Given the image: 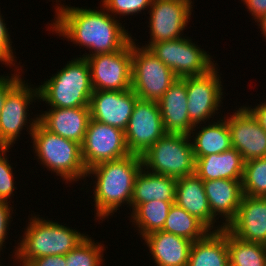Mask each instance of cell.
<instances>
[{"mask_svg":"<svg viewBox=\"0 0 266 266\" xmlns=\"http://www.w3.org/2000/svg\"><path fill=\"white\" fill-rule=\"evenodd\" d=\"M85 58L90 66L94 90L124 91L132 82V40L117 52Z\"/></svg>","mask_w":266,"mask_h":266,"instance_id":"cell-12","label":"cell"},{"mask_svg":"<svg viewBox=\"0 0 266 266\" xmlns=\"http://www.w3.org/2000/svg\"><path fill=\"white\" fill-rule=\"evenodd\" d=\"M9 149L0 147V200L7 202L12 199L11 195L15 196L13 193L16 190L12 164H9V157L6 156Z\"/></svg>","mask_w":266,"mask_h":266,"instance_id":"cell-33","label":"cell"},{"mask_svg":"<svg viewBox=\"0 0 266 266\" xmlns=\"http://www.w3.org/2000/svg\"><path fill=\"white\" fill-rule=\"evenodd\" d=\"M26 266H66L65 255L34 258Z\"/></svg>","mask_w":266,"mask_h":266,"instance_id":"cell-37","label":"cell"},{"mask_svg":"<svg viewBox=\"0 0 266 266\" xmlns=\"http://www.w3.org/2000/svg\"><path fill=\"white\" fill-rule=\"evenodd\" d=\"M195 160V173L202 181L243 178L245 161L241 153L234 148L219 154L195 157Z\"/></svg>","mask_w":266,"mask_h":266,"instance_id":"cell-23","label":"cell"},{"mask_svg":"<svg viewBox=\"0 0 266 266\" xmlns=\"http://www.w3.org/2000/svg\"><path fill=\"white\" fill-rule=\"evenodd\" d=\"M246 5L255 22L266 14V0H241Z\"/></svg>","mask_w":266,"mask_h":266,"instance_id":"cell-38","label":"cell"},{"mask_svg":"<svg viewBox=\"0 0 266 266\" xmlns=\"http://www.w3.org/2000/svg\"><path fill=\"white\" fill-rule=\"evenodd\" d=\"M143 167L173 178L195 174L196 160L188 134L166 133L142 156Z\"/></svg>","mask_w":266,"mask_h":266,"instance_id":"cell-6","label":"cell"},{"mask_svg":"<svg viewBox=\"0 0 266 266\" xmlns=\"http://www.w3.org/2000/svg\"><path fill=\"white\" fill-rule=\"evenodd\" d=\"M143 167L142 157L134 154L100 163L87 170L86 177H92L95 220L109 218L123 204L131 208L136 176Z\"/></svg>","mask_w":266,"mask_h":266,"instance_id":"cell-2","label":"cell"},{"mask_svg":"<svg viewBox=\"0 0 266 266\" xmlns=\"http://www.w3.org/2000/svg\"><path fill=\"white\" fill-rule=\"evenodd\" d=\"M256 23L261 30V34L265 37L266 40V14L258 19Z\"/></svg>","mask_w":266,"mask_h":266,"instance_id":"cell-40","label":"cell"},{"mask_svg":"<svg viewBox=\"0 0 266 266\" xmlns=\"http://www.w3.org/2000/svg\"><path fill=\"white\" fill-rule=\"evenodd\" d=\"M22 72H24L23 69L18 68L14 70L13 74H9V76L0 75V113L5 104L7 94L22 80Z\"/></svg>","mask_w":266,"mask_h":266,"instance_id":"cell-36","label":"cell"},{"mask_svg":"<svg viewBox=\"0 0 266 266\" xmlns=\"http://www.w3.org/2000/svg\"><path fill=\"white\" fill-rule=\"evenodd\" d=\"M124 132L130 154L142 156L167 133L158 102L138 99Z\"/></svg>","mask_w":266,"mask_h":266,"instance_id":"cell-14","label":"cell"},{"mask_svg":"<svg viewBox=\"0 0 266 266\" xmlns=\"http://www.w3.org/2000/svg\"><path fill=\"white\" fill-rule=\"evenodd\" d=\"M174 203L182 207L189 214L197 217L211 231H219L226 228L222 224L216 225L217 227L215 226L218 218L211 213L203 181L196 173L177 178Z\"/></svg>","mask_w":266,"mask_h":266,"instance_id":"cell-19","label":"cell"},{"mask_svg":"<svg viewBox=\"0 0 266 266\" xmlns=\"http://www.w3.org/2000/svg\"><path fill=\"white\" fill-rule=\"evenodd\" d=\"M242 191L243 195L266 197V157L245 162Z\"/></svg>","mask_w":266,"mask_h":266,"instance_id":"cell-31","label":"cell"},{"mask_svg":"<svg viewBox=\"0 0 266 266\" xmlns=\"http://www.w3.org/2000/svg\"><path fill=\"white\" fill-rule=\"evenodd\" d=\"M193 3L188 0H152L148 9L150 40L142 47L151 44L183 38L192 14Z\"/></svg>","mask_w":266,"mask_h":266,"instance_id":"cell-13","label":"cell"},{"mask_svg":"<svg viewBox=\"0 0 266 266\" xmlns=\"http://www.w3.org/2000/svg\"><path fill=\"white\" fill-rule=\"evenodd\" d=\"M54 20L48 23L50 31L68 42L87 48L80 57L112 53L122 50L132 39L120 20L103 7L100 10L57 3Z\"/></svg>","mask_w":266,"mask_h":266,"instance_id":"cell-1","label":"cell"},{"mask_svg":"<svg viewBox=\"0 0 266 266\" xmlns=\"http://www.w3.org/2000/svg\"><path fill=\"white\" fill-rule=\"evenodd\" d=\"M266 100V99H265ZM252 106L247 105V109L252 113V115L256 118L259 125L266 131V101H262L255 108H251Z\"/></svg>","mask_w":266,"mask_h":266,"instance_id":"cell-39","label":"cell"},{"mask_svg":"<svg viewBox=\"0 0 266 266\" xmlns=\"http://www.w3.org/2000/svg\"><path fill=\"white\" fill-rule=\"evenodd\" d=\"M6 25L7 24L5 23V20L0 13V62L9 67H12L13 65L16 69H18L19 67L21 68L23 66L15 65L17 62V57L14 56V53L16 52H13L14 50L12 49V40L9 35L10 31L8 30L9 28H7Z\"/></svg>","mask_w":266,"mask_h":266,"instance_id":"cell-34","label":"cell"},{"mask_svg":"<svg viewBox=\"0 0 266 266\" xmlns=\"http://www.w3.org/2000/svg\"><path fill=\"white\" fill-rule=\"evenodd\" d=\"M230 116L224 115L230 131L232 148L238 150L243 160L266 157V131L245 106Z\"/></svg>","mask_w":266,"mask_h":266,"instance_id":"cell-15","label":"cell"},{"mask_svg":"<svg viewBox=\"0 0 266 266\" xmlns=\"http://www.w3.org/2000/svg\"><path fill=\"white\" fill-rule=\"evenodd\" d=\"M138 99L131 88L124 91L94 90L89 103L91 119L125 131Z\"/></svg>","mask_w":266,"mask_h":266,"instance_id":"cell-16","label":"cell"},{"mask_svg":"<svg viewBox=\"0 0 266 266\" xmlns=\"http://www.w3.org/2000/svg\"><path fill=\"white\" fill-rule=\"evenodd\" d=\"M177 179L141 168L134 183L131 209L152 200L175 202Z\"/></svg>","mask_w":266,"mask_h":266,"instance_id":"cell-25","label":"cell"},{"mask_svg":"<svg viewBox=\"0 0 266 266\" xmlns=\"http://www.w3.org/2000/svg\"><path fill=\"white\" fill-rule=\"evenodd\" d=\"M33 151L40 165L47 168L66 183L86 179L81 144L63 138L45 129L39 122L31 135Z\"/></svg>","mask_w":266,"mask_h":266,"instance_id":"cell-5","label":"cell"},{"mask_svg":"<svg viewBox=\"0 0 266 266\" xmlns=\"http://www.w3.org/2000/svg\"><path fill=\"white\" fill-rule=\"evenodd\" d=\"M38 86L39 102H45L48 108L89 107L94 91L89 63L82 57L72 58Z\"/></svg>","mask_w":266,"mask_h":266,"instance_id":"cell-4","label":"cell"},{"mask_svg":"<svg viewBox=\"0 0 266 266\" xmlns=\"http://www.w3.org/2000/svg\"><path fill=\"white\" fill-rule=\"evenodd\" d=\"M229 266H266V246L245 242L227 230Z\"/></svg>","mask_w":266,"mask_h":266,"instance_id":"cell-29","label":"cell"},{"mask_svg":"<svg viewBox=\"0 0 266 266\" xmlns=\"http://www.w3.org/2000/svg\"><path fill=\"white\" fill-rule=\"evenodd\" d=\"M157 266H188L192 241L164 231L143 238Z\"/></svg>","mask_w":266,"mask_h":266,"instance_id":"cell-22","label":"cell"},{"mask_svg":"<svg viewBox=\"0 0 266 266\" xmlns=\"http://www.w3.org/2000/svg\"><path fill=\"white\" fill-rule=\"evenodd\" d=\"M148 49L178 78L203 75L218 65L217 63L214 64L212 55H209L204 49L192 42L190 37L186 36L153 43Z\"/></svg>","mask_w":266,"mask_h":266,"instance_id":"cell-9","label":"cell"},{"mask_svg":"<svg viewBox=\"0 0 266 266\" xmlns=\"http://www.w3.org/2000/svg\"><path fill=\"white\" fill-rule=\"evenodd\" d=\"M104 244L95 242L89 235L73 250L65 254L66 266H102Z\"/></svg>","mask_w":266,"mask_h":266,"instance_id":"cell-30","label":"cell"},{"mask_svg":"<svg viewBox=\"0 0 266 266\" xmlns=\"http://www.w3.org/2000/svg\"><path fill=\"white\" fill-rule=\"evenodd\" d=\"M226 229L242 241L266 245V197L243 195L237 215Z\"/></svg>","mask_w":266,"mask_h":266,"instance_id":"cell-17","label":"cell"},{"mask_svg":"<svg viewBox=\"0 0 266 266\" xmlns=\"http://www.w3.org/2000/svg\"><path fill=\"white\" fill-rule=\"evenodd\" d=\"M34 215V216H33ZM31 214L25 232L11 255L18 266L32 259L50 255H65L87 236L71 227ZM33 216V217H32Z\"/></svg>","mask_w":266,"mask_h":266,"instance_id":"cell-3","label":"cell"},{"mask_svg":"<svg viewBox=\"0 0 266 266\" xmlns=\"http://www.w3.org/2000/svg\"><path fill=\"white\" fill-rule=\"evenodd\" d=\"M219 73L215 65L203 75L186 77L188 116L194 125L210 122L221 110L224 88Z\"/></svg>","mask_w":266,"mask_h":266,"instance_id":"cell-10","label":"cell"},{"mask_svg":"<svg viewBox=\"0 0 266 266\" xmlns=\"http://www.w3.org/2000/svg\"><path fill=\"white\" fill-rule=\"evenodd\" d=\"M132 39L131 89L141 100L159 101L179 78L148 48Z\"/></svg>","mask_w":266,"mask_h":266,"instance_id":"cell-7","label":"cell"},{"mask_svg":"<svg viewBox=\"0 0 266 266\" xmlns=\"http://www.w3.org/2000/svg\"><path fill=\"white\" fill-rule=\"evenodd\" d=\"M101 2L102 7L116 18H118L117 15L120 18V16L140 14L152 4V0H101Z\"/></svg>","mask_w":266,"mask_h":266,"instance_id":"cell-32","label":"cell"},{"mask_svg":"<svg viewBox=\"0 0 266 266\" xmlns=\"http://www.w3.org/2000/svg\"><path fill=\"white\" fill-rule=\"evenodd\" d=\"M23 80L24 78L7 94L0 113V147L2 148L14 147L13 143L18 141L23 127L27 128L31 136L38 123V115H35L33 119L27 118L30 116L28 111L32 108L30 107L31 104L33 105L32 102H39L38 86L32 87L31 83L28 84L26 80Z\"/></svg>","mask_w":266,"mask_h":266,"instance_id":"cell-8","label":"cell"},{"mask_svg":"<svg viewBox=\"0 0 266 266\" xmlns=\"http://www.w3.org/2000/svg\"><path fill=\"white\" fill-rule=\"evenodd\" d=\"M81 154L86 169L103 162L124 158L130 154L125 132L90 119L81 144Z\"/></svg>","mask_w":266,"mask_h":266,"instance_id":"cell-11","label":"cell"},{"mask_svg":"<svg viewBox=\"0 0 266 266\" xmlns=\"http://www.w3.org/2000/svg\"><path fill=\"white\" fill-rule=\"evenodd\" d=\"M221 117L219 120L216 119L217 122L212 119V123L208 122L207 124L204 123V125L197 124L192 128L189 133V138L191 140L194 157L219 154L232 148L227 121L225 117L222 116V113Z\"/></svg>","mask_w":266,"mask_h":266,"instance_id":"cell-24","label":"cell"},{"mask_svg":"<svg viewBox=\"0 0 266 266\" xmlns=\"http://www.w3.org/2000/svg\"><path fill=\"white\" fill-rule=\"evenodd\" d=\"M188 266H229L227 229L210 231L192 242Z\"/></svg>","mask_w":266,"mask_h":266,"instance_id":"cell-26","label":"cell"},{"mask_svg":"<svg viewBox=\"0 0 266 266\" xmlns=\"http://www.w3.org/2000/svg\"><path fill=\"white\" fill-rule=\"evenodd\" d=\"M91 119L89 107L50 108L38 115V122L63 138L83 143Z\"/></svg>","mask_w":266,"mask_h":266,"instance_id":"cell-18","label":"cell"},{"mask_svg":"<svg viewBox=\"0 0 266 266\" xmlns=\"http://www.w3.org/2000/svg\"><path fill=\"white\" fill-rule=\"evenodd\" d=\"M11 202L0 200V252L3 250V246L5 244V239L7 240L9 235L8 229L9 224L12 222V214H14V210L12 206H10ZM1 255V253H0Z\"/></svg>","mask_w":266,"mask_h":266,"instance_id":"cell-35","label":"cell"},{"mask_svg":"<svg viewBox=\"0 0 266 266\" xmlns=\"http://www.w3.org/2000/svg\"><path fill=\"white\" fill-rule=\"evenodd\" d=\"M173 204L174 202L152 200L139 204L132 210L130 222L137 227L142 239L150 233L162 231Z\"/></svg>","mask_w":266,"mask_h":266,"instance_id":"cell-27","label":"cell"},{"mask_svg":"<svg viewBox=\"0 0 266 266\" xmlns=\"http://www.w3.org/2000/svg\"><path fill=\"white\" fill-rule=\"evenodd\" d=\"M162 231L194 242L204 238L211 230L197 217L174 203L169 210Z\"/></svg>","mask_w":266,"mask_h":266,"instance_id":"cell-28","label":"cell"},{"mask_svg":"<svg viewBox=\"0 0 266 266\" xmlns=\"http://www.w3.org/2000/svg\"><path fill=\"white\" fill-rule=\"evenodd\" d=\"M158 105L167 133L189 135L195 125L188 116L186 77L175 81L159 99Z\"/></svg>","mask_w":266,"mask_h":266,"instance_id":"cell-20","label":"cell"},{"mask_svg":"<svg viewBox=\"0 0 266 266\" xmlns=\"http://www.w3.org/2000/svg\"><path fill=\"white\" fill-rule=\"evenodd\" d=\"M203 186L211 213L226 227L237 215L243 197L242 180H207Z\"/></svg>","mask_w":266,"mask_h":266,"instance_id":"cell-21","label":"cell"}]
</instances>
